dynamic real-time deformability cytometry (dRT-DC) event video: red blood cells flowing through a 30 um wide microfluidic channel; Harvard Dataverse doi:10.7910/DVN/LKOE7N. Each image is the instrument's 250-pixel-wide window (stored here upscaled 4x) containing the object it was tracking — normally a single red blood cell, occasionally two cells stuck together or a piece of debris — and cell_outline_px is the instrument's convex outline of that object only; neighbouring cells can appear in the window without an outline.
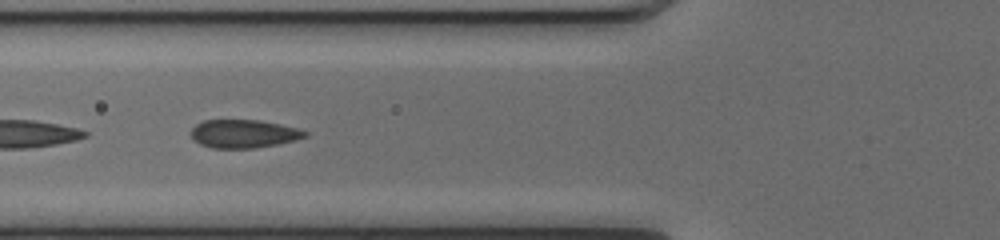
{"species": "common noctule bat (a hibernating species)", "species_latin": "Nyctalus noctula", "temperature_condition": "cold", "stored_images_in_passage": 28, "camera_frame_rate_fps": 3000, "um_per_image_px": 0.085, "animal": {"sex": "female", "body_mass_g": 17.0, "forearm_length_mm": 48.0}, "frame": {"image": 1, "passage_image": 9, "time_ms": 2.667, "image_size_px": [1000, 240], "cell_outline_px": [[308, 136], [296, 140], [280, 144], [256, 148], [212, 148], [200, 144], [192, 140], [192, 128], [196, 124], [204, 120], [260, 120], [300, 128], [308, 132]], "centroid_in_image_um": [20.75, 11.37], "position_along_channel_um": 105.0, "area_um2": 19.02}}